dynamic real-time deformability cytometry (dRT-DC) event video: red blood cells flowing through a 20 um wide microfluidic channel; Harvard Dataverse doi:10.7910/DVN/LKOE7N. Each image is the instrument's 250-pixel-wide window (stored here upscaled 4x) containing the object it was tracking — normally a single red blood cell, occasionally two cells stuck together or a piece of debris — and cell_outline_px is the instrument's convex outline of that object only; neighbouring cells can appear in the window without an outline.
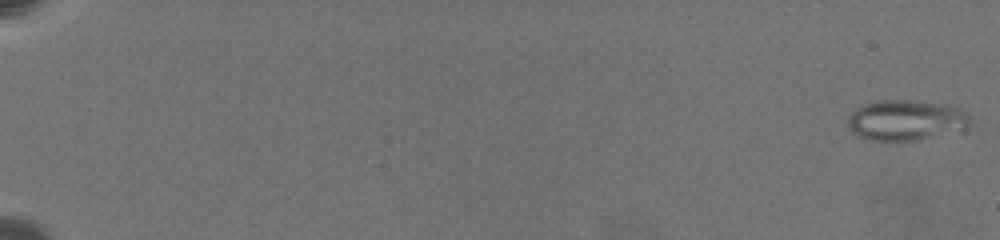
{"species": "common noctule bat (a hibernating species)", "species_latin": "Nyctalus noctula", "temperature_condition": "warm", "stored_images_in_passage": 55, "camera_frame_rate_fps": 3000, "um_per_image_px": 0.085, "animal": {"sex": "female", "body_mass_g": 19.5, "forearm_length_mm": 54.1}, "frame": {"image": 1, "passage_image": 1, "time_ms": 0.0, "image_size_px": [1000, 240], "cell_outline_px": [[972, 124], [964, 132], [920, 140], [872, 140], [860, 136], [852, 132], [848, 128], [848, 116], [856, 108], [864, 104], [876, 100], [916, 100], [940, 104], [956, 108], [968, 112]], "centroid_in_image_um": [77.08, 10.23], "position_along_channel_um": 7.9, "area_um2": 29.42}}
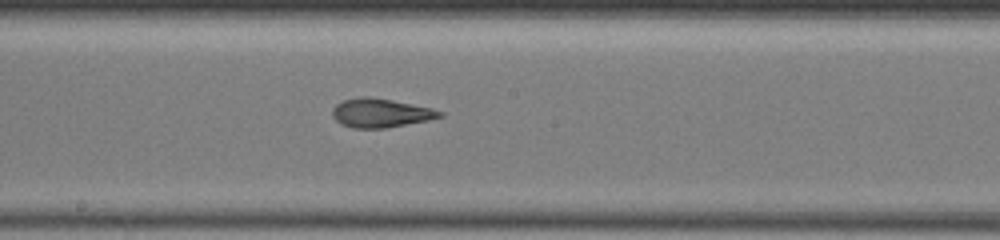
{"frame": {"image": 2, "passage_image": 32, "time_ms": 12.667, "image_size_px": [1000, 240], "cell_outline_px": [[444, 116], [428, 120], [388, 128], [352, 128], [340, 124], [332, 116], [332, 108], [336, 104], [344, 100], [360, 96], [368, 96], [392, 100], [432, 108], [444, 112]], "centroid_in_image_um": [32.34, 9.6], "position_along_channel_um": 215.9, "area_um2": 18.21}}
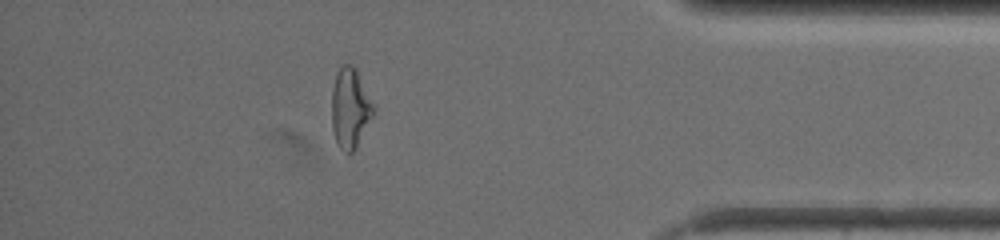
{"frame": {"image": 3, "passage_image": 49, "time_ms": 19.0, "image_size_px": [1000, 240], "cell_outline_px": [[376, 108], [356, 148], [352, 152], [344, 152], [336, 144], [332, 128], [332, 88], [336, 72], [344, 64], [352, 64], [356, 68]], "centroid_in_image_um": [29.76, 9.18], "position_along_channel_um": 405.4, "area_um2": 19.54}, "authors_computed_cell_mechanics": {"area_um2": 19.5364, "velocity_mm_per_s": 3.4227, "shape_relaxation_time_tau1_ms": null, "shape_relaxation_time_tau2_ms": 1.5421, "deformation_change_tau1": null, "deformation_change_tau2": 0.1002}}